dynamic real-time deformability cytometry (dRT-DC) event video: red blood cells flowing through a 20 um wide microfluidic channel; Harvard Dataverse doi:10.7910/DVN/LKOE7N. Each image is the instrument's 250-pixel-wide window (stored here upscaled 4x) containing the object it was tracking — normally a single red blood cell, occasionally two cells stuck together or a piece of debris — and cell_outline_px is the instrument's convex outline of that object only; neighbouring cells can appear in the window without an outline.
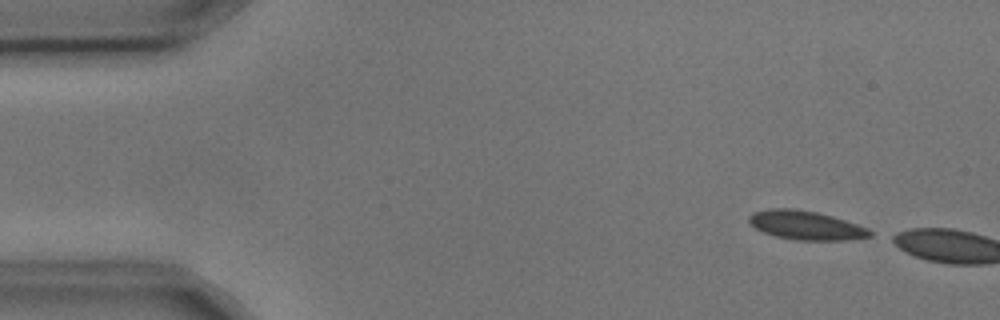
{"species": "common noctule bat (a hibernating species)", "species_latin": "Nyctalus noctula", "temperature_condition": "cold", "stored_images_in_passage": 3, "camera_frame_rate_fps": 3000, "um_per_image_px": 0.085, "animal": {"sex": "male", "body_mass_g": 17.9, "forearm_length_mm": 54.2}, "frame": {"image": 1, "passage_image": 1, "time_ms": 0.0, "image_size_px": [1000, 320], "cell_outline_px": [[872, 236], [844, 240], [796, 240], [776, 236], [764, 232], [756, 228], [748, 220], [748, 216], [752, 212], [772, 208], [792, 208], [816, 212], [832, 216], [868, 228], [872, 232]], "centroid_in_image_um": [68.48, 19.14], "position_along_channel_um": 16.5, "area_um2": 20.17}}